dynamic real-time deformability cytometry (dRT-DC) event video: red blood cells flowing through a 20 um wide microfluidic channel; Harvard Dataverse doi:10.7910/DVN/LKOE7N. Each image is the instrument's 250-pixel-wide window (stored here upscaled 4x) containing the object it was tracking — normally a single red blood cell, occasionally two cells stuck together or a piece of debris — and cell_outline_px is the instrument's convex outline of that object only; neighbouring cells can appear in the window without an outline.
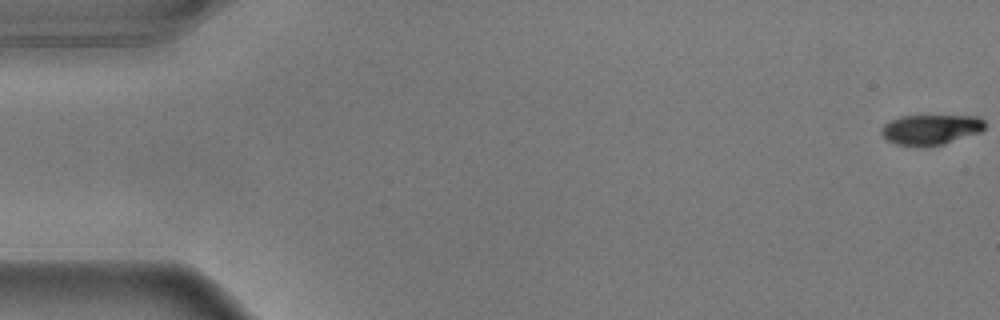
{"species": "common noctule bat (a hibernating species)", "species_latin": "Nyctalus noctula", "temperature_condition": "warm", "stored_images_in_passage": 57, "camera_frame_rate_fps": 3000, "um_per_image_px": 0.085, "animal": {"sex": "male", "body_mass_g": 17.9}, "frame": {"image": 1, "passage_image": 1, "time_ms": 0.0, "image_size_px": [1000, 320], "cell_outline_px": [[984, 128], [980, 132], [944, 144], [896, 144], [888, 140], [880, 132], [880, 128], [884, 124], [900, 116], [980, 116], [984, 120]], "centroid_in_image_um": [79.13, 10.97], "position_along_channel_um": 5.9, "area_um2": 17.69}}
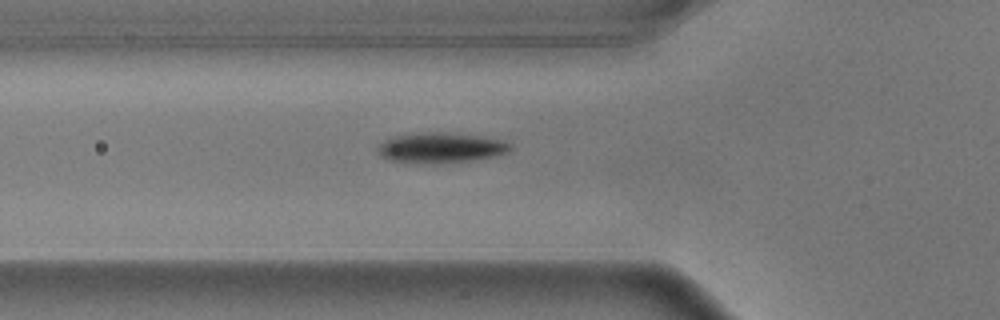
{"frame": {"image": 2, "passage_image": 20, "time_ms": 6.333, "image_size_px": [1000, 320], "cell_outline_px": [[512, 148], [508, 152], [492, 156], [468, 160], [436, 164], [388, 160], [380, 156], [376, 148], [376, 144], [384, 140], [396, 136], [420, 132], [444, 132], [480, 136], [500, 140], [512, 144]], "centroid_in_image_um": [37.4, 12.55], "position_along_channel_um": 88.4, "area_um2": 23.29}}
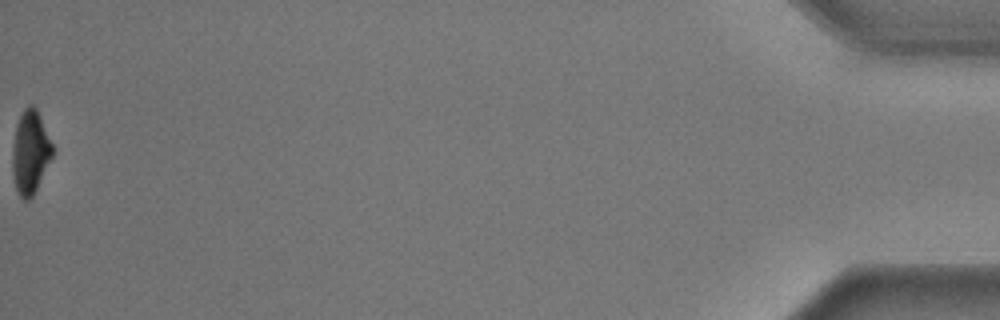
{"frame": {"image": 3, "passage_image": 57, "time_ms": 18.667, "image_size_px": [1000, 320], "cell_outline_px": [[52, 156], [32, 196], [28, 200], [24, 200], [16, 192], [12, 172], [12, 144], [16, 124], [24, 108], [28, 104], [32, 104], [36, 108], [40, 116], [52, 144]], "centroid_in_image_um": [2.53, 12.92], "position_along_channel_um": 432.7, "area_um2": 19.31}, "authors_computed_cell_mechanics": {"area_um2": 21.1548, "velocity_mm_per_s": 3.6187, "shape_relaxation_time_tau1_ms": 1.9257, "shape_relaxation_time_tau2_ms": null, "deformation_change_tau1": 0.1851, "deformation_change_tau2": null}}